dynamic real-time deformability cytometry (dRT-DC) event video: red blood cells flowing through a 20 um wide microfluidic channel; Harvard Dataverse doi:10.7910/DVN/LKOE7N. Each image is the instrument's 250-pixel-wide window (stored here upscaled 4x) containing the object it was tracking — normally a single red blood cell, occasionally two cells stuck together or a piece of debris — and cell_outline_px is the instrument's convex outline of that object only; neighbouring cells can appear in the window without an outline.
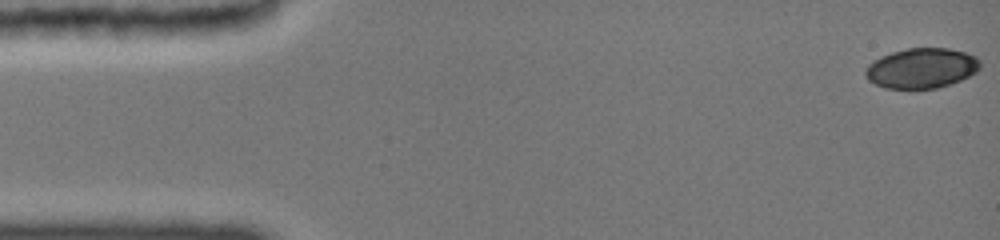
{"species": "common noctule bat (a hibernating species)", "species_latin": "Nyctalus noctula", "temperature_condition": "cold", "stored_images_in_passage": 21, "camera_frame_rate_fps": 3000, "um_per_image_px": 0.085, "animal": {"sex": "female", "body_mass_g": 19.0, "forearm_length_mm": 51.5}, "frame": {"image": 1, "passage_image": 1, "time_ms": 0.0, "image_size_px": [1000, 240], "cell_outline_px": [[980, 68], [976, 72], [960, 80], [936, 88], [884, 88], [868, 80], [864, 76], [864, 72], [868, 64], [872, 60], [880, 56], [892, 52], [908, 48], [948, 48], [964, 52], [976, 56], [980, 60]], "centroid_in_image_um": [78.3, 5.78], "position_along_channel_um": 6.7, "area_um2": 26.82}}
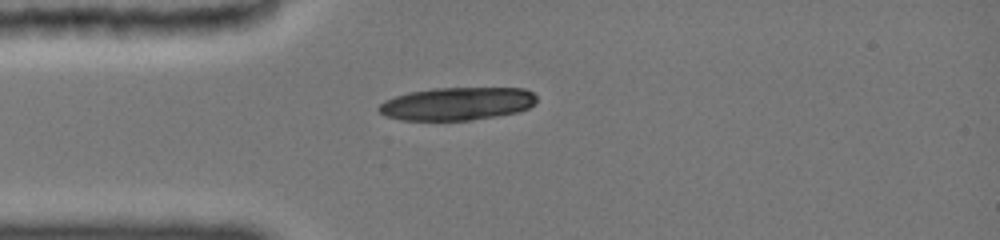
{"frame": {"image": 2, "passage_image": 10, "time_ms": 4.0, "image_size_px": [1000, 240], "cell_outline_px": [[536, 104], [528, 108], [516, 112], [468, 120], [404, 120], [388, 116], [380, 112], [376, 108], [384, 100], [408, 92], [432, 88], [524, 88], [532, 92], [536, 96]], "centroid_in_image_um": [38.85, 8.8], "position_along_channel_um": 46.2, "area_um2": 30.11}}